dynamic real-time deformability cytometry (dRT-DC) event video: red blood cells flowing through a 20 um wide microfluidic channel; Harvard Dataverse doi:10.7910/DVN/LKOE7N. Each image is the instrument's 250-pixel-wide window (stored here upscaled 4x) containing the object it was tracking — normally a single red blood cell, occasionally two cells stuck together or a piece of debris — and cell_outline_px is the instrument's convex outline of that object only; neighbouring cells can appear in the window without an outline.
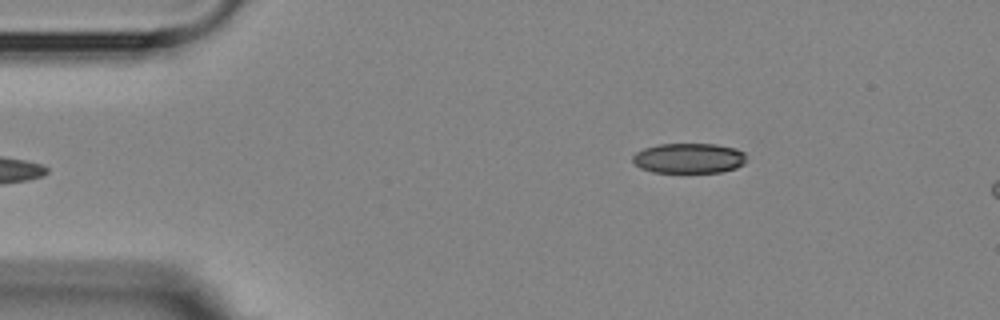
{"species": "Egyptian fruit bat (a non-hibernating species)", "species_latin": "Rousettus aegyptiacus", "temperature_condition": "room temperature", "stored_images_in_passage": 6, "camera_frame_rate_fps": 3000, "um_per_image_px": 0.085, "animal": {"sex": "female"}, "frame": {"image": 1, "passage_image": 6, "time_ms": 5.667, "image_size_px": [1000, 320], "cell_outline_px": [[744, 164], [736, 168], [720, 172], [652, 172], [640, 168], [632, 160], [632, 156], [636, 152], [644, 148], [660, 144], [716, 144], [736, 148], [744, 152]], "centroid_in_image_um": [58.54, 13.44], "position_along_channel_um": 26.5, "area_um2": 19.94}}